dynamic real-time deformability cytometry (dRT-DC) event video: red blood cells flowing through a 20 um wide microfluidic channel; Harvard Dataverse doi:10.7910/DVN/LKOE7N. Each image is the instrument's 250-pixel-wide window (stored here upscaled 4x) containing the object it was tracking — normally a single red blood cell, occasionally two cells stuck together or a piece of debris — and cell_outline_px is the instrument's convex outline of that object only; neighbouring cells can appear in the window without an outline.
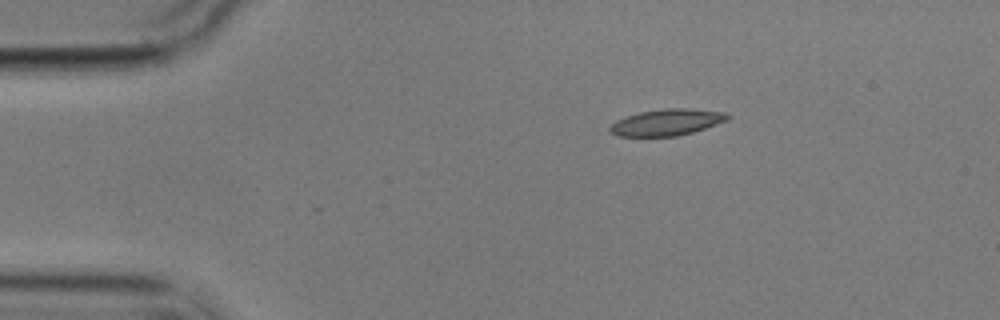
{"species": "common noctule bat (a hibernating species)", "species_latin": "Nyctalus noctula", "temperature_condition": "cold", "stored_images_in_passage": 4, "segment_of_instrument_passage": [1, 2], "camera_frame_rate_fps": 3000, "um_per_image_px": 0.085, "animal": {"sex": "male", "body_mass_g": 17.9}, "frame": {"image": 1, "passage_image": 1, "time_ms": 0.0, "image_size_px": [1000, 320], "cell_outline_px": [[732, 116], [728, 120], [692, 132], [676, 136], [616, 136], [608, 132], [608, 128], [616, 120], [640, 112], [664, 108], [688, 108], [728, 112]], "centroid_in_image_um": [56.69, 10.39], "position_along_channel_um": 28.3, "area_um2": 18.21}}